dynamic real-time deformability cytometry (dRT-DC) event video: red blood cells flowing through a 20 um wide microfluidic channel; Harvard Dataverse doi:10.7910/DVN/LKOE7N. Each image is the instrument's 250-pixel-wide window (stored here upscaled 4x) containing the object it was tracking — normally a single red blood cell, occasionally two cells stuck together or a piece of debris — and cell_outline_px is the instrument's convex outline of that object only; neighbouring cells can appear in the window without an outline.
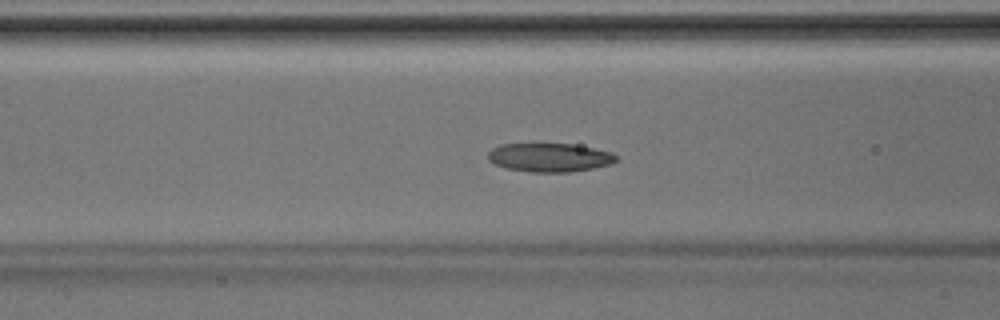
{"species": "Egyptian fruit bat (a non-hibernating species)", "species_latin": "Rousettus aegyptiacus", "temperature_condition": "room temperature", "stored_images_in_passage": 46, "camera_frame_rate_fps": 3000, "um_per_image_px": 0.085, "animal": {"sex": "male"}, "frame": {"image": 1, "passage_image": 18, "time_ms": 5.667, "image_size_px": [1000, 320], "cell_outline_px": [[616, 160], [608, 164], [592, 168], [568, 172], [532, 172], [504, 168], [488, 160], [488, 152], [492, 148], [500, 144], [572, 144], [612, 152], [616, 156]], "centroid_in_image_um": [46.66, 13.38], "position_along_channel_um": 119.9, "area_um2": 21.21}}
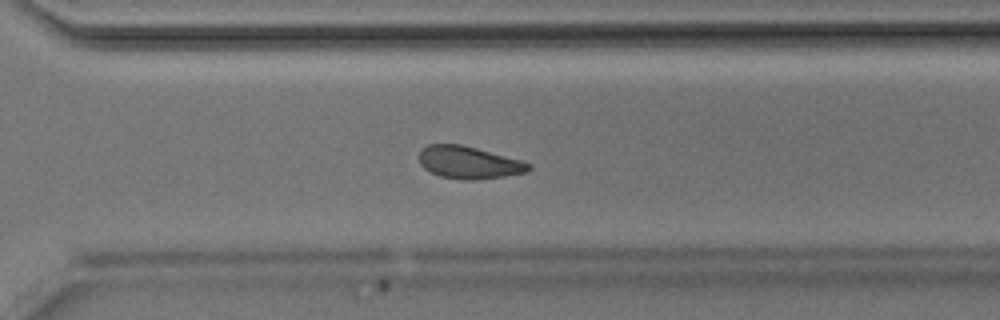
{"frame": {"image": 2, "passage_image": 32, "time_ms": 10.333, "image_size_px": [1000, 320], "cell_outline_px": [[532, 168], [528, 172], [480, 180], [464, 180], [440, 176], [424, 168], [420, 164], [420, 148], [428, 144], [460, 144], [476, 148], [520, 160], [532, 164]], "centroid_in_image_um": [39.86, 13.82], "position_along_channel_um": 330.7, "area_um2": 20.69}}
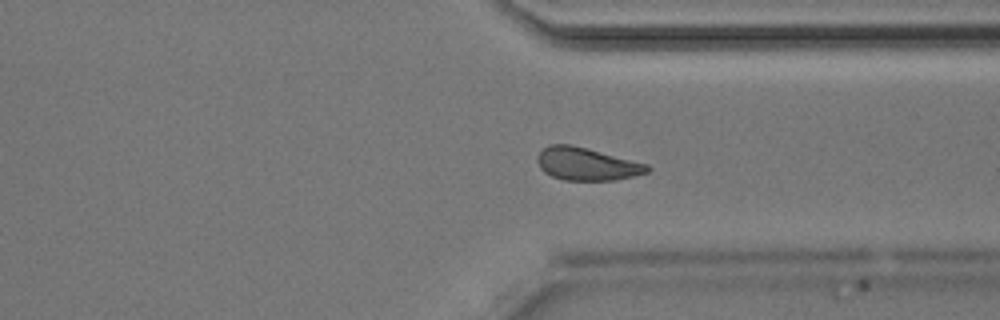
{"frame": {"image": 3, "passage_image": 34, "time_ms": 11.0, "image_size_px": [1000, 320], "cell_outline_px": [[652, 168], [648, 172], [616, 180], [564, 180], [552, 176], [544, 172], [540, 168], [536, 160], [540, 152], [548, 144], [572, 144], [588, 148], [648, 164]], "centroid_in_image_um": [49.87, 13.93], "position_along_channel_um": 361.5, "area_um2": 21.04}}